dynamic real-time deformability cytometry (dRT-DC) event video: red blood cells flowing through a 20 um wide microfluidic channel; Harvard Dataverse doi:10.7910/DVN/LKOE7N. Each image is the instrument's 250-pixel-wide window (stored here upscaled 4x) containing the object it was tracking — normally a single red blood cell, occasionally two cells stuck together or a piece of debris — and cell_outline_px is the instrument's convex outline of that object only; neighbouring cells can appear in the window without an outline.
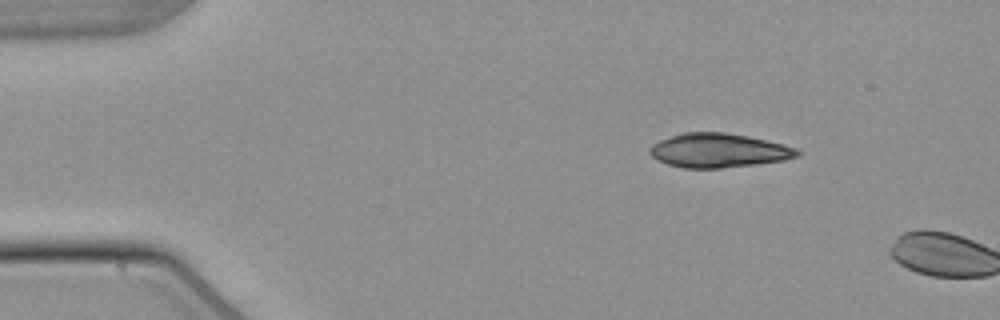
{"species": "common noctule bat (a hibernating species)", "species_latin": "Nyctalus noctula", "temperature_condition": "warm", "stored_images_in_passage": 3, "camera_frame_rate_fps": 3000, "um_per_image_px": 0.085, "animal": {"sex": "male", "body_mass_g": 21.5, "forearm_length_mm": 52.0}, "frame": {"image": 1, "passage_image": 1, "time_ms": 0.0, "image_size_px": [1000, 320], "cell_outline_px": [[800, 156], [784, 160], [756, 164], [720, 168], [684, 168], [668, 164], [656, 160], [648, 152], [648, 148], [652, 144], [660, 140], [680, 132], [724, 132], [748, 136], [784, 144], [796, 148], [800, 152]], "centroid_in_image_um": [61.05, 12.78], "position_along_channel_um": 23.9, "area_um2": 29.48}}